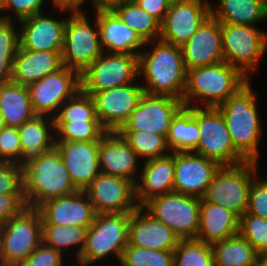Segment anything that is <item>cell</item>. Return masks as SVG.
I'll return each instance as SVG.
<instances>
[{
	"label": "cell",
	"instance_id": "1",
	"mask_svg": "<svg viewBox=\"0 0 267 266\" xmlns=\"http://www.w3.org/2000/svg\"><path fill=\"white\" fill-rule=\"evenodd\" d=\"M22 168L23 195L27 207L38 208L48 200L79 191L56 147L26 159Z\"/></svg>",
	"mask_w": 267,
	"mask_h": 266
},
{
	"label": "cell",
	"instance_id": "2",
	"mask_svg": "<svg viewBox=\"0 0 267 266\" xmlns=\"http://www.w3.org/2000/svg\"><path fill=\"white\" fill-rule=\"evenodd\" d=\"M152 51L139 53V75L144 74L147 85L144 92L167 95L183 101L187 82L182 49L179 46L156 41Z\"/></svg>",
	"mask_w": 267,
	"mask_h": 266
},
{
	"label": "cell",
	"instance_id": "3",
	"mask_svg": "<svg viewBox=\"0 0 267 266\" xmlns=\"http://www.w3.org/2000/svg\"><path fill=\"white\" fill-rule=\"evenodd\" d=\"M248 81L217 109L222 113L236 151L246 160L258 162L261 122L258 118L257 94Z\"/></svg>",
	"mask_w": 267,
	"mask_h": 266
},
{
	"label": "cell",
	"instance_id": "4",
	"mask_svg": "<svg viewBox=\"0 0 267 266\" xmlns=\"http://www.w3.org/2000/svg\"><path fill=\"white\" fill-rule=\"evenodd\" d=\"M248 81L239 69L225 61L187 70L183 104L195 107L192 102L198 100L203 108H217Z\"/></svg>",
	"mask_w": 267,
	"mask_h": 266
},
{
	"label": "cell",
	"instance_id": "5",
	"mask_svg": "<svg viewBox=\"0 0 267 266\" xmlns=\"http://www.w3.org/2000/svg\"><path fill=\"white\" fill-rule=\"evenodd\" d=\"M130 213H99L87 229L85 245L78 259L80 266H90L113 253L119 259L128 245Z\"/></svg>",
	"mask_w": 267,
	"mask_h": 266
},
{
	"label": "cell",
	"instance_id": "6",
	"mask_svg": "<svg viewBox=\"0 0 267 266\" xmlns=\"http://www.w3.org/2000/svg\"><path fill=\"white\" fill-rule=\"evenodd\" d=\"M258 162L246 161L221 166L215 173L203 199L223 206L239 217L247 212L250 185L257 174Z\"/></svg>",
	"mask_w": 267,
	"mask_h": 266
},
{
	"label": "cell",
	"instance_id": "7",
	"mask_svg": "<svg viewBox=\"0 0 267 266\" xmlns=\"http://www.w3.org/2000/svg\"><path fill=\"white\" fill-rule=\"evenodd\" d=\"M71 12L64 28L62 64L81 74L104 50L101 47L97 18L94 28L82 9L72 8Z\"/></svg>",
	"mask_w": 267,
	"mask_h": 266
},
{
	"label": "cell",
	"instance_id": "8",
	"mask_svg": "<svg viewBox=\"0 0 267 266\" xmlns=\"http://www.w3.org/2000/svg\"><path fill=\"white\" fill-rule=\"evenodd\" d=\"M42 243V218L37 208L25 207L0 229V252L5 266H16Z\"/></svg>",
	"mask_w": 267,
	"mask_h": 266
},
{
	"label": "cell",
	"instance_id": "9",
	"mask_svg": "<svg viewBox=\"0 0 267 266\" xmlns=\"http://www.w3.org/2000/svg\"><path fill=\"white\" fill-rule=\"evenodd\" d=\"M200 139L193 152L215 160L221 166H234L246 160L234 148L226 121L217 108L194 107Z\"/></svg>",
	"mask_w": 267,
	"mask_h": 266
},
{
	"label": "cell",
	"instance_id": "10",
	"mask_svg": "<svg viewBox=\"0 0 267 266\" xmlns=\"http://www.w3.org/2000/svg\"><path fill=\"white\" fill-rule=\"evenodd\" d=\"M200 203L201 198L173 191L152 198L142 207L180 239H197Z\"/></svg>",
	"mask_w": 267,
	"mask_h": 266
},
{
	"label": "cell",
	"instance_id": "11",
	"mask_svg": "<svg viewBox=\"0 0 267 266\" xmlns=\"http://www.w3.org/2000/svg\"><path fill=\"white\" fill-rule=\"evenodd\" d=\"M224 60L247 78L267 51V34L249 25L221 23Z\"/></svg>",
	"mask_w": 267,
	"mask_h": 266
},
{
	"label": "cell",
	"instance_id": "12",
	"mask_svg": "<svg viewBox=\"0 0 267 266\" xmlns=\"http://www.w3.org/2000/svg\"><path fill=\"white\" fill-rule=\"evenodd\" d=\"M138 56L126 53L103 52L80 74L81 90L87 95H92L133 83L136 76L139 75Z\"/></svg>",
	"mask_w": 267,
	"mask_h": 266
},
{
	"label": "cell",
	"instance_id": "13",
	"mask_svg": "<svg viewBox=\"0 0 267 266\" xmlns=\"http://www.w3.org/2000/svg\"><path fill=\"white\" fill-rule=\"evenodd\" d=\"M80 89V74L66 66L28 86L35 114L51 118H55L62 104Z\"/></svg>",
	"mask_w": 267,
	"mask_h": 266
},
{
	"label": "cell",
	"instance_id": "14",
	"mask_svg": "<svg viewBox=\"0 0 267 266\" xmlns=\"http://www.w3.org/2000/svg\"><path fill=\"white\" fill-rule=\"evenodd\" d=\"M183 106L180 99L144 93L119 131H148L167 137L172 119Z\"/></svg>",
	"mask_w": 267,
	"mask_h": 266
},
{
	"label": "cell",
	"instance_id": "15",
	"mask_svg": "<svg viewBox=\"0 0 267 266\" xmlns=\"http://www.w3.org/2000/svg\"><path fill=\"white\" fill-rule=\"evenodd\" d=\"M211 15L208 0H184L171 3L160 24V40L183 46Z\"/></svg>",
	"mask_w": 267,
	"mask_h": 266
},
{
	"label": "cell",
	"instance_id": "16",
	"mask_svg": "<svg viewBox=\"0 0 267 266\" xmlns=\"http://www.w3.org/2000/svg\"><path fill=\"white\" fill-rule=\"evenodd\" d=\"M135 82L92 94L96 115L107 132L119 131L128 121L144 94Z\"/></svg>",
	"mask_w": 267,
	"mask_h": 266
},
{
	"label": "cell",
	"instance_id": "17",
	"mask_svg": "<svg viewBox=\"0 0 267 266\" xmlns=\"http://www.w3.org/2000/svg\"><path fill=\"white\" fill-rule=\"evenodd\" d=\"M99 213H132L139 206L135 184L125 178L101 172L84 190Z\"/></svg>",
	"mask_w": 267,
	"mask_h": 266
},
{
	"label": "cell",
	"instance_id": "18",
	"mask_svg": "<svg viewBox=\"0 0 267 266\" xmlns=\"http://www.w3.org/2000/svg\"><path fill=\"white\" fill-rule=\"evenodd\" d=\"M220 167L193 151L175 152L174 192L203 198Z\"/></svg>",
	"mask_w": 267,
	"mask_h": 266
},
{
	"label": "cell",
	"instance_id": "19",
	"mask_svg": "<svg viewBox=\"0 0 267 266\" xmlns=\"http://www.w3.org/2000/svg\"><path fill=\"white\" fill-rule=\"evenodd\" d=\"M55 147L79 191H84L101 173L98 159L99 141H55Z\"/></svg>",
	"mask_w": 267,
	"mask_h": 266
},
{
	"label": "cell",
	"instance_id": "20",
	"mask_svg": "<svg viewBox=\"0 0 267 266\" xmlns=\"http://www.w3.org/2000/svg\"><path fill=\"white\" fill-rule=\"evenodd\" d=\"M181 49L187 70L225 61L221 23L210 15Z\"/></svg>",
	"mask_w": 267,
	"mask_h": 266
},
{
	"label": "cell",
	"instance_id": "21",
	"mask_svg": "<svg viewBox=\"0 0 267 266\" xmlns=\"http://www.w3.org/2000/svg\"><path fill=\"white\" fill-rule=\"evenodd\" d=\"M42 224L89 228L96 217L94 206L84 191L48 200L37 208Z\"/></svg>",
	"mask_w": 267,
	"mask_h": 266
},
{
	"label": "cell",
	"instance_id": "22",
	"mask_svg": "<svg viewBox=\"0 0 267 266\" xmlns=\"http://www.w3.org/2000/svg\"><path fill=\"white\" fill-rule=\"evenodd\" d=\"M142 213V206L130 213L128 245L150 250L174 251L180 238L146 210Z\"/></svg>",
	"mask_w": 267,
	"mask_h": 266
},
{
	"label": "cell",
	"instance_id": "23",
	"mask_svg": "<svg viewBox=\"0 0 267 266\" xmlns=\"http://www.w3.org/2000/svg\"><path fill=\"white\" fill-rule=\"evenodd\" d=\"M66 18L54 20L42 13L20 20V47L31 51H62Z\"/></svg>",
	"mask_w": 267,
	"mask_h": 266
},
{
	"label": "cell",
	"instance_id": "24",
	"mask_svg": "<svg viewBox=\"0 0 267 266\" xmlns=\"http://www.w3.org/2000/svg\"><path fill=\"white\" fill-rule=\"evenodd\" d=\"M98 159L101 172L137 182L135 173L140 158L119 132H106L102 136Z\"/></svg>",
	"mask_w": 267,
	"mask_h": 266
},
{
	"label": "cell",
	"instance_id": "25",
	"mask_svg": "<svg viewBox=\"0 0 267 266\" xmlns=\"http://www.w3.org/2000/svg\"><path fill=\"white\" fill-rule=\"evenodd\" d=\"M95 8L102 49L107 53L139 55L140 51L137 49L146 46L140 36L122 22L109 7Z\"/></svg>",
	"mask_w": 267,
	"mask_h": 266
},
{
	"label": "cell",
	"instance_id": "26",
	"mask_svg": "<svg viewBox=\"0 0 267 266\" xmlns=\"http://www.w3.org/2000/svg\"><path fill=\"white\" fill-rule=\"evenodd\" d=\"M175 152L146 161L141 172V183H135L138 206L152 198L174 191Z\"/></svg>",
	"mask_w": 267,
	"mask_h": 266
},
{
	"label": "cell",
	"instance_id": "27",
	"mask_svg": "<svg viewBox=\"0 0 267 266\" xmlns=\"http://www.w3.org/2000/svg\"><path fill=\"white\" fill-rule=\"evenodd\" d=\"M62 51H31L19 49L14 57L11 81L23 86L42 79L60 69Z\"/></svg>",
	"mask_w": 267,
	"mask_h": 266
},
{
	"label": "cell",
	"instance_id": "28",
	"mask_svg": "<svg viewBox=\"0 0 267 266\" xmlns=\"http://www.w3.org/2000/svg\"><path fill=\"white\" fill-rule=\"evenodd\" d=\"M239 222L233 211L201 198L197 240L211 245L223 241L239 233Z\"/></svg>",
	"mask_w": 267,
	"mask_h": 266
},
{
	"label": "cell",
	"instance_id": "29",
	"mask_svg": "<svg viewBox=\"0 0 267 266\" xmlns=\"http://www.w3.org/2000/svg\"><path fill=\"white\" fill-rule=\"evenodd\" d=\"M0 111L5 126L18 128L35 117L28 87L12 81L0 83Z\"/></svg>",
	"mask_w": 267,
	"mask_h": 266
},
{
	"label": "cell",
	"instance_id": "30",
	"mask_svg": "<svg viewBox=\"0 0 267 266\" xmlns=\"http://www.w3.org/2000/svg\"><path fill=\"white\" fill-rule=\"evenodd\" d=\"M47 118L36 115L17 128L20 137V149L25 160L55 147V121L54 118H51L49 122Z\"/></svg>",
	"mask_w": 267,
	"mask_h": 266
},
{
	"label": "cell",
	"instance_id": "31",
	"mask_svg": "<svg viewBox=\"0 0 267 266\" xmlns=\"http://www.w3.org/2000/svg\"><path fill=\"white\" fill-rule=\"evenodd\" d=\"M219 7L211 15L220 23L255 26L267 19L266 0H219Z\"/></svg>",
	"mask_w": 267,
	"mask_h": 266
},
{
	"label": "cell",
	"instance_id": "32",
	"mask_svg": "<svg viewBox=\"0 0 267 266\" xmlns=\"http://www.w3.org/2000/svg\"><path fill=\"white\" fill-rule=\"evenodd\" d=\"M109 8L122 22L134 30L146 45L154 38H160V23L133 0L117 1Z\"/></svg>",
	"mask_w": 267,
	"mask_h": 266
},
{
	"label": "cell",
	"instance_id": "33",
	"mask_svg": "<svg viewBox=\"0 0 267 266\" xmlns=\"http://www.w3.org/2000/svg\"><path fill=\"white\" fill-rule=\"evenodd\" d=\"M214 266H256L258 253L239 233L211 245Z\"/></svg>",
	"mask_w": 267,
	"mask_h": 266
},
{
	"label": "cell",
	"instance_id": "34",
	"mask_svg": "<svg viewBox=\"0 0 267 266\" xmlns=\"http://www.w3.org/2000/svg\"><path fill=\"white\" fill-rule=\"evenodd\" d=\"M167 144L171 152L193 151L200 139L198 122L194 119V107L183 106L172 119Z\"/></svg>",
	"mask_w": 267,
	"mask_h": 266
},
{
	"label": "cell",
	"instance_id": "35",
	"mask_svg": "<svg viewBox=\"0 0 267 266\" xmlns=\"http://www.w3.org/2000/svg\"><path fill=\"white\" fill-rule=\"evenodd\" d=\"M86 227L42 224V242L62 253V249L79 245L77 260L83 251L87 233Z\"/></svg>",
	"mask_w": 267,
	"mask_h": 266
},
{
	"label": "cell",
	"instance_id": "36",
	"mask_svg": "<svg viewBox=\"0 0 267 266\" xmlns=\"http://www.w3.org/2000/svg\"><path fill=\"white\" fill-rule=\"evenodd\" d=\"M135 151L138 157H145L147 160L166 156L171 151L167 139L163 135L148 131H118Z\"/></svg>",
	"mask_w": 267,
	"mask_h": 266
},
{
	"label": "cell",
	"instance_id": "37",
	"mask_svg": "<svg viewBox=\"0 0 267 266\" xmlns=\"http://www.w3.org/2000/svg\"><path fill=\"white\" fill-rule=\"evenodd\" d=\"M0 83L10 82L14 57L19 49V32L10 16H0Z\"/></svg>",
	"mask_w": 267,
	"mask_h": 266
},
{
	"label": "cell",
	"instance_id": "38",
	"mask_svg": "<svg viewBox=\"0 0 267 266\" xmlns=\"http://www.w3.org/2000/svg\"><path fill=\"white\" fill-rule=\"evenodd\" d=\"M174 266H214L211 244L197 239H180L174 250Z\"/></svg>",
	"mask_w": 267,
	"mask_h": 266
},
{
	"label": "cell",
	"instance_id": "39",
	"mask_svg": "<svg viewBox=\"0 0 267 266\" xmlns=\"http://www.w3.org/2000/svg\"><path fill=\"white\" fill-rule=\"evenodd\" d=\"M55 122H83L99 121L96 115L95 103L91 95L85 94L81 89L70 99L66 100Z\"/></svg>",
	"mask_w": 267,
	"mask_h": 266
},
{
	"label": "cell",
	"instance_id": "40",
	"mask_svg": "<svg viewBox=\"0 0 267 266\" xmlns=\"http://www.w3.org/2000/svg\"><path fill=\"white\" fill-rule=\"evenodd\" d=\"M107 131L99 121L55 122L56 141H99Z\"/></svg>",
	"mask_w": 267,
	"mask_h": 266
},
{
	"label": "cell",
	"instance_id": "41",
	"mask_svg": "<svg viewBox=\"0 0 267 266\" xmlns=\"http://www.w3.org/2000/svg\"><path fill=\"white\" fill-rule=\"evenodd\" d=\"M121 266H174V251L150 250L127 245Z\"/></svg>",
	"mask_w": 267,
	"mask_h": 266
},
{
	"label": "cell",
	"instance_id": "42",
	"mask_svg": "<svg viewBox=\"0 0 267 266\" xmlns=\"http://www.w3.org/2000/svg\"><path fill=\"white\" fill-rule=\"evenodd\" d=\"M239 234L253 245L258 254L267 252V219L245 213L240 217Z\"/></svg>",
	"mask_w": 267,
	"mask_h": 266
},
{
	"label": "cell",
	"instance_id": "43",
	"mask_svg": "<svg viewBox=\"0 0 267 266\" xmlns=\"http://www.w3.org/2000/svg\"><path fill=\"white\" fill-rule=\"evenodd\" d=\"M0 162H10L21 166L25 162L20 149L17 127L4 126L0 130Z\"/></svg>",
	"mask_w": 267,
	"mask_h": 266
},
{
	"label": "cell",
	"instance_id": "44",
	"mask_svg": "<svg viewBox=\"0 0 267 266\" xmlns=\"http://www.w3.org/2000/svg\"><path fill=\"white\" fill-rule=\"evenodd\" d=\"M0 194H23V168L21 165L0 162Z\"/></svg>",
	"mask_w": 267,
	"mask_h": 266
},
{
	"label": "cell",
	"instance_id": "45",
	"mask_svg": "<svg viewBox=\"0 0 267 266\" xmlns=\"http://www.w3.org/2000/svg\"><path fill=\"white\" fill-rule=\"evenodd\" d=\"M246 214L267 219V178L252 180Z\"/></svg>",
	"mask_w": 267,
	"mask_h": 266
},
{
	"label": "cell",
	"instance_id": "46",
	"mask_svg": "<svg viewBox=\"0 0 267 266\" xmlns=\"http://www.w3.org/2000/svg\"><path fill=\"white\" fill-rule=\"evenodd\" d=\"M62 259L61 252L42 242L28 258L16 266H61Z\"/></svg>",
	"mask_w": 267,
	"mask_h": 266
},
{
	"label": "cell",
	"instance_id": "47",
	"mask_svg": "<svg viewBox=\"0 0 267 266\" xmlns=\"http://www.w3.org/2000/svg\"><path fill=\"white\" fill-rule=\"evenodd\" d=\"M44 0H0V10L13 9L15 17L20 21L33 15L42 13Z\"/></svg>",
	"mask_w": 267,
	"mask_h": 266
},
{
	"label": "cell",
	"instance_id": "48",
	"mask_svg": "<svg viewBox=\"0 0 267 266\" xmlns=\"http://www.w3.org/2000/svg\"><path fill=\"white\" fill-rule=\"evenodd\" d=\"M26 206L23 194H0V226L18 215Z\"/></svg>",
	"mask_w": 267,
	"mask_h": 266
},
{
	"label": "cell",
	"instance_id": "49",
	"mask_svg": "<svg viewBox=\"0 0 267 266\" xmlns=\"http://www.w3.org/2000/svg\"><path fill=\"white\" fill-rule=\"evenodd\" d=\"M140 8L148 12L160 24L170 8L171 2L168 0H133Z\"/></svg>",
	"mask_w": 267,
	"mask_h": 266
},
{
	"label": "cell",
	"instance_id": "50",
	"mask_svg": "<svg viewBox=\"0 0 267 266\" xmlns=\"http://www.w3.org/2000/svg\"><path fill=\"white\" fill-rule=\"evenodd\" d=\"M54 6L59 10H66L68 9L71 11L73 8V0H53Z\"/></svg>",
	"mask_w": 267,
	"mask_h": 266
},
{
	"label": "cell",
	"instance_id": "51",
	"mask_svg": "<svg viewBox=\"0 0 267 266\" xmlns=\"http://www.w3.org/2000/svg\"><path fill=\"white\" fill-rule=\"evenodd\" d=\"M85 1L87 0H73V9H80ZM91 2L93 3V5L95 4L94 7L99 6V0H91Z\"/></svg>",
	"mask_w": 267,
	"mask_h": 266
},
{
	"label": "cell",
	"instance_id": "52",
	"mask_svg": "<svg viewBox=\"0 0 267 266\" xmlns=\"http://www.w3.org/2000/svg\"><path fill=\"white\" fill-rule=\"evenodd\" d=\"M256 266H267V252L258 254Z\"/></svg>",
	"mask_w": 267,
	"mask_h": 266
},
{
	"label": "cell",
	"instance_id": "53",
	"mask_svg": "<svg viewBox=\"0 0 267 266\" xmlns=\"http://www.w3.org/2000/svg\"><path fill=\"white\" fill-rule=\"evenodd\" d=\"M121 0H99V7H109L112 3Z\"/></svg>",
	"mask_w": 267,
	"mask_h": 266
},
{
	"label": "cell",
	"instance_id": "54",
	"mask_svg": "<svg viewBox=\"0 0 267 266\" xmlns=\"http://www.w3.org/2000/svg\"><path fill=\"white\" fill-rule=\"evenodd\" d=\"M5 126L4 121H3V117L0 111V130Z\"/></svg>",
	"mask_w": 267,
	"mask_h": 266
},
{
	"label": "cell",
	"instance_id": "55",
	"mask_svg": "<svg viewBox=\"0 0 267 266\" xmlns=\"http://www.w3.org/2000/svg\"><path fill=\"white\" fill-rule=\"evenodd\" d=\"M0 266H5L3 261H2L1 252H0Z\"/></svg>",
	"mask_w": 267,
	"mask_h": 266
},
{
	"label": "cell",
	"instance_id": "56",
	"mask_svg": "<svg viewBox=\"0 0 267 266\" xmlns=\"http://www.w3.org/2000/svg\"><path fill=\"white\" fill-rule=\"evenodd\" d=\"M168 1H170L171 3H174V2L184 1V0H168Z\"/></svg>",
	"mask_w": 267,
	"mask_h": 266
}]
</instances>
